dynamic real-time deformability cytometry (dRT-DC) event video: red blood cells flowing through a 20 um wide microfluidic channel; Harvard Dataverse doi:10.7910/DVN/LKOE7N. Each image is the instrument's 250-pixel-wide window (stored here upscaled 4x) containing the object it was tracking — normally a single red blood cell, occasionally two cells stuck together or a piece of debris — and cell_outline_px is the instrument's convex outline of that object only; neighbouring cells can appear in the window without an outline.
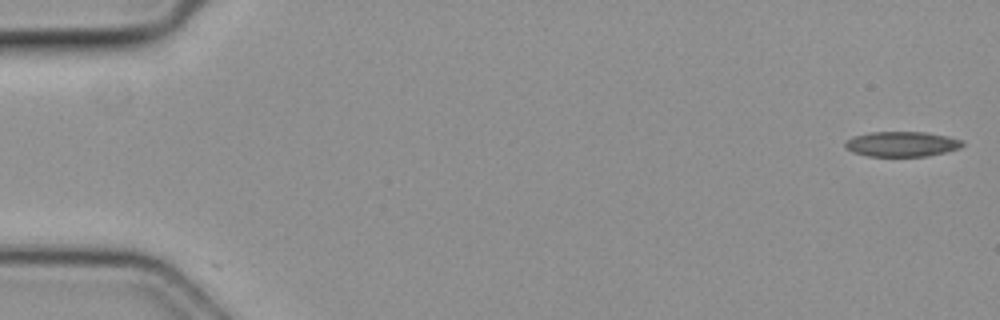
{"species": "common noctule bat (a hibernating species)", "species_latin": "Nyctalus noctula", "temperature_condition": "cold", "stored_images_in_passage": 10, "camera_frame_rate_fps": 3000, "um_per_image_px": 0.085, "animal": {"sex": "female", "body_mass_g": 19.3, "forearm_length_mm": 54.1}, "frame": {"image": 1, "passage_image": 1, "time_ms": 0.0, "image_size_px": [1000, 320], "cell_outline_px": [[964, 144], [960, 148], [928, 156], [868, 156], [852, 152], [844, 148], [844, 140], [852, 136], [868, 132], [924, 132], [948, 136], [964, 140]], "centroid_in_image_um": [76.61, 12.24], "position_along_channel_um": 8.4, "area_um2": 17.4}}